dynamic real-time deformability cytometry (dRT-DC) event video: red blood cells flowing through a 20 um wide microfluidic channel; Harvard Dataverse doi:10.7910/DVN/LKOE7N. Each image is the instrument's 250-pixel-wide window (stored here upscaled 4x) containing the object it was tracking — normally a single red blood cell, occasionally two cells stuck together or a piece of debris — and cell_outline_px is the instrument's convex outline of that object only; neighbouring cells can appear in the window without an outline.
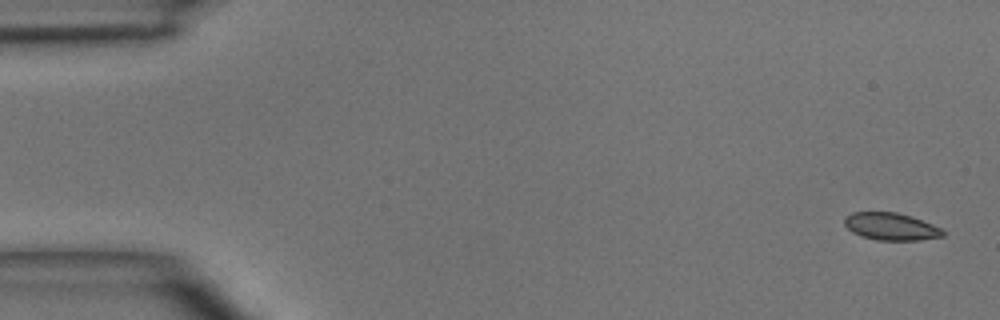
{"species": "common noctule bat (a hibernating species)", "species_latin": "Nyctalus noctula", "temperature_condition": "room temperature", "stored_images_in_passage": 4, "camera_frame_rate_fps": 3000, "um_per_image_px": 0.085, "animal": {"sex": "male", "body_mass_g": 15.6}, "frame": {"image": 1, "passage_image": 1, "time_ms": 0.0, "image_size_px": [1000, 320], "cell_outline_px": [[944, 236], [920, 240], [876, 240], [860, 236], [852, 232], [844, 224], [844, 216], [852, 212], [896, 212], [912, 216], [932, 224], [940, 228], [944, 232]], "centroid_in_image_um": [75.7, 19.25], "position_along_channel_um": 9.3, "area_um2": 15.78}}
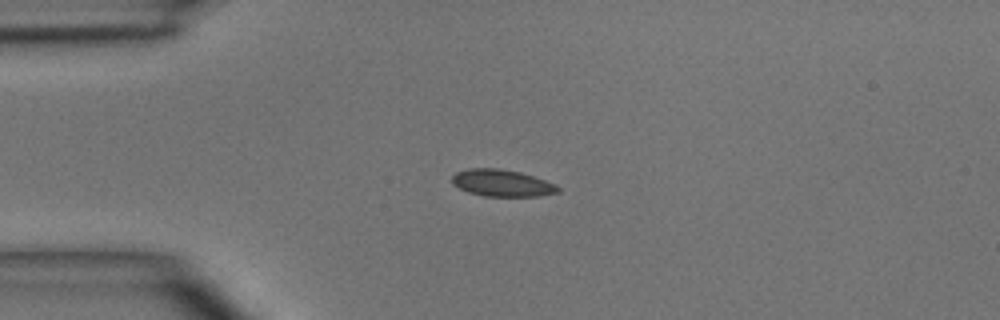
{"frame": {"image": 2, "passage_image": 4, "time_ms": 3.333, "image_size_px": [1000, 320], "cell_outline_px": [[560, 192], [536, 196], [484, 196], [468, 192], [452, 184], [452, 176], [456, 172], [468, 168], [500, 168], [520, 172], [556, 184], [560, 188]], "centroid_in_image_um": [42.65, 15.55], "position_along_channel_um": 42.3, "area_um2": 16.59}}